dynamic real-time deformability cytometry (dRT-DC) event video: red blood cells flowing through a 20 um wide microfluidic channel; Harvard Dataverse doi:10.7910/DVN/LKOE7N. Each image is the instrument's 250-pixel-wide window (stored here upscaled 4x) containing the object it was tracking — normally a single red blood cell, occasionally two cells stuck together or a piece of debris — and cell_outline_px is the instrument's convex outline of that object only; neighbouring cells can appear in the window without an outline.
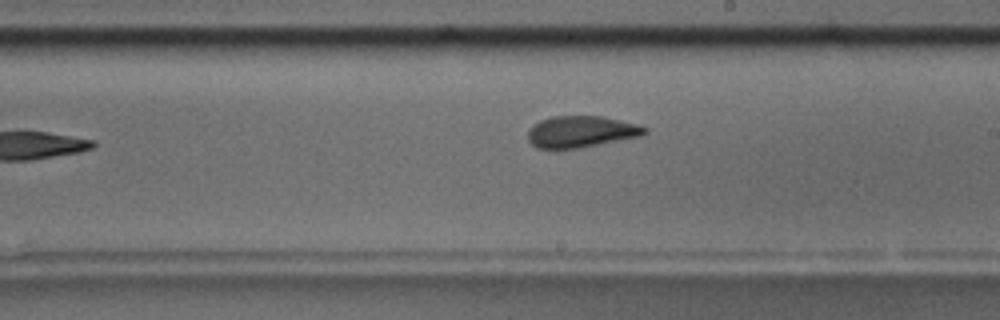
{"species": "common noctule bat (a hibernating species)", "species_latin": "Nyctalus noctula", "temperature_condition": "room temperature", "stored_images_in_passage": 12, "camera_frame_rate_fps": 3000, "um_per_image_px": 0.085, "animal": {"sex": "male", "body_mass_g": 17.5, "forearm_length_mm": 52.3}, "frame": {"image": 1, "passage_image": 6, "time_ms": 6.0, "image_size_px": [1000, 320], "cell_outline_px": [[648, 132], [640, 136], [580, 148], [536, 148], [528, 140], [528, 132], [532, 124], [540, 120], [552, 116], [600, 116], [620, 120], [636, 124], [648, 128]], "centroid_in_image_um": [49.37, 11.19], "position_along_channel_um": 239.6, "area_um2": 21.39}}
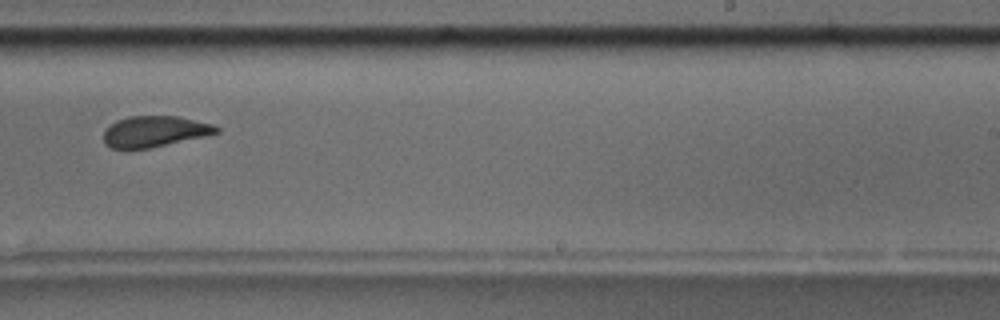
{"frame": {"image": 2, "passage_image": 7, "time_ms": 7.0, "image_size_px": [1000, 320], "cell_outline_px": [[220, 132], [204, 136], [148, 148], [112, 148], [104, 144], [104, 132], [116, 120], [128, 116], [180, 116], [216, 124], [220, 128]], "centroid_in_image_um": [13.19, 11.15], "position_along_channel_um": 275.8, "area_um2": 20.29}, "authors_computed_cell_mechanics": {"area_um2": 20.2011, "velocity_mm_per_s": 3.6336, "shape_relaxation_time_tau1_ms": 9.8594, "shape_relaxation_time_tau2_ms": 2.4452, "deformation_change_tau1": 0.2315, "deformation_change_tau2": 0.0882}}